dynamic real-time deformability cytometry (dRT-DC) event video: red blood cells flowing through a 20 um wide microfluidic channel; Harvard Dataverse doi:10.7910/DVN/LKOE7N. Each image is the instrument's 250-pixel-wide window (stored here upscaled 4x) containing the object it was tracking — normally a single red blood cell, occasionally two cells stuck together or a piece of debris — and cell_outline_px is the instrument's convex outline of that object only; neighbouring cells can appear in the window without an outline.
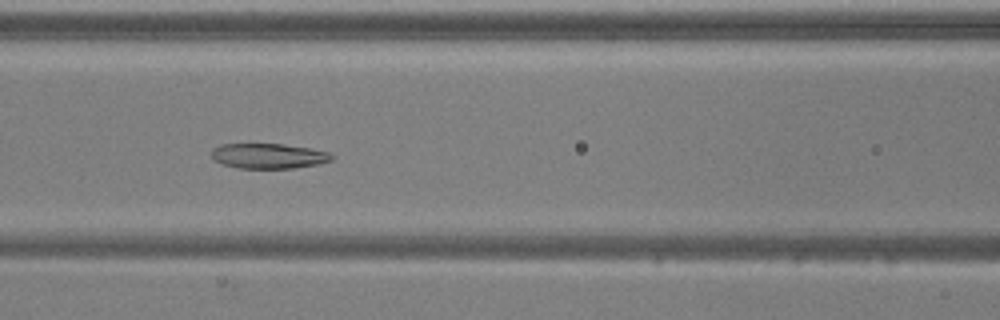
{"species": "common noctule bat (a hibernating species)", "species_latin": "Nyctalus noctula", "temperature_condition": "warm", "stored_images_in_passage": 52, "camera_frame_rate_fps": 3000, "um_per_image_px": 0.085, "animal": {"sex": "male", "body_mass_g": 20.5, "forearm_length_mm": 52.5}, "frame": {"image": 1, "passage_image": 23, "time_ms": 7.333, "image_size_px": [1000, 320], "cell_outline_px": [[336, 156], [332, 160], [320, 164], [292, 168], [236, 168], [212, 160], [212, 148], [220, 144], [284, 144], [312, 148], [328, 152]], "centroid_in_image_um": [22.85, 13.25], "position_along_channel_um": 143.8, "area_um2": 17.8}}
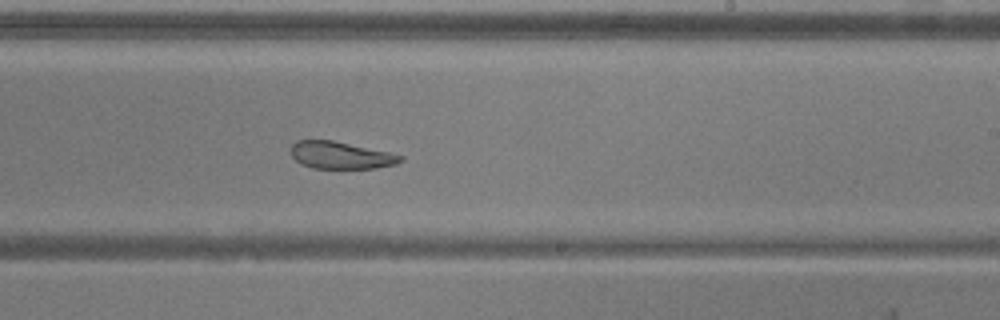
{"frame": {"image": 2, "passage_image": 32, "time_ms": 10.333, "image_size_px": [1000, 320], "cell_outline_px": [[404, 160], [396, 164], [376, 168], [312, 168], [300, 164], [292, 156], [292, 144], [296, 140], [332, 140], [388, 152], [404, 156]], "centroid_in_image_um": [28.96, 13.2], "position_along_channel_um": 260.0, "area_um2": 17.28}}
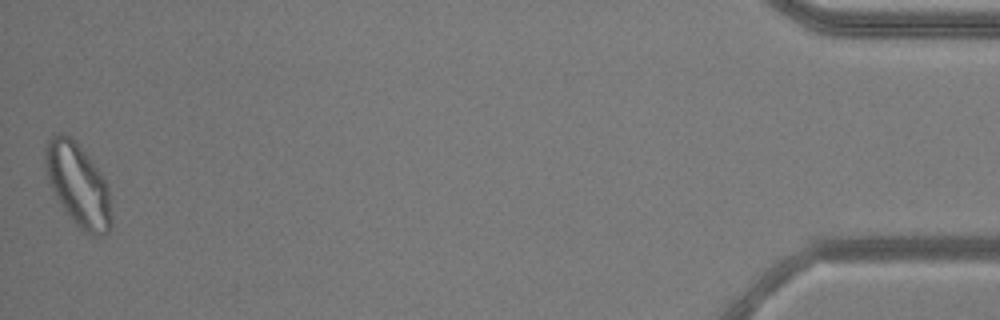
{"frame": {"image": 3, "passage_image": 52, "time_ms": 17.0, "image_size_px": [1000, 320], "cell_outline_px": [[112, 228], [104, 236], [88, 236], [76, 224], [64, 208], [48, 184], [44, 160], [44, 148], [52, 132], [60, 132], [76, 140], [100, 172], [108, 188], [112, 216]], "centroid_in_image_um": [6.63, 15.7], "position_along_channel_um": 428.6, "area_um2": 32.25}, "authors_computed_cell_mechanics": {"area_um2": 23.7558, "velocity_mm_per_s": 3.8879, "shape_relaxation_time_tau1_ms": 8.0326, "shape_relaxation_time_tau2_ms": 4.1271, "deformation_change_tau1": 0.1965, "deformation_change_tau2": 0.1298}}